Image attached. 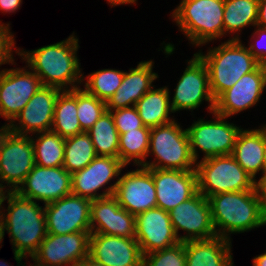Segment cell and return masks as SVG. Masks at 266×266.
I'll use <instances>...</instances> for the list:
<instances>
[{"label": "cell", "mask_w": 266, "mask_h": 266, "mask_svg": "<svg viewBox=\"0 0 266 266\" xmlns=\"http://www.w3.org/2000/svg\"><path fill=\"white\" fill-rule=\"evenodd\" d=\"M78 39L73 32L60 42L32 51L18 48L15 52L26 61L27 68L40 78L43 86L56 87L62 91L71 90L80 87L85 81L77 56L80 47Z\"/></svg>", "instance_id": "cell-1"}, {"label": "cell", "mask_w": 266, "mask_h": 266, "mask_svg": "<svg viewBox=\"0 0 266 266\" xmlns=\"http://www.w3.org/2000/svg\"><path fill=\"white\" fill-rule=\"evenodd\" d=\"M6 199L8 207L3 209L1 220L4 231H8L11 238L17 266H24L22 259L27 256L32 258L48 234L45 209L37 202L20 196L16 191H10Z\"/></svg>", "instance_id": "cell-2"}, {"label": "cell", "mask_w": 266, "mask_h": 266, "mask_svg": "<svg viewBox=\"0 0 266 266\" xmlns=\"http://www.w3.org/2000/svg\"><path fill=\"white\" fill-rule=\"evenodd\" d=\"M217 236L244 233L266 225L255 190L225 192L208 197Z\"/></svg>", "instance_id": "cell-3"}, {"label": "cell", "mask_w": 266, "mask_h": 266, "mask_svg": "<svg viewBox=\"0 0 266 266\" xmlns=\"http://www.w3.org/2000/svg\"><path fill=\"white\" fill-rule=\"evenodd\" d=\"M241 40H227L208 49L206 54H197L205 62L214 100L230 89L242 76L255 70L260 63Z\"/></svg>", "instance_id": "cell-4"}, {"label": "cell", "mask_w": 266, "mask_h": 266, "mask_svg": "<svg viewBox=\"0 0 266 266\" xmlns=\"http://www.w3.org/2000/svg\"><path fill=\"white\" fill-rule=\"evenodd\" d=\"M224 0H182L172 12L182 34L201 46L224 36Z\"/></svg>", "instance_id": "cell-5"}, {"label": "cell", "mask_w": 266, "mask_h": 266, "mask_svg": "<svg viewBox=\"0 0 266 266\" xmlns=\"http://www.w3.org/2000/svg\"><path fill=\"white\" fill-rule=\"evenodd\" d=\"M155 156L152 162L145 161L141 166L155 169L196 170L187 129H182L175 120L152 127L150 131L147 157Z\"/></svg>", "instance_id": "cell-6"}, {"label": "cell", "mask_w": 266, "mask_h": 266, "mask_svg": "<svg viewBox=\"0 0 266 266\" xmlns=\"http://www.w3.org/2000/svg\"><path fill=\"white\" fill-rule=\"evenodd\" d=\"M196 173L198 192L206 198L225 192L255 190V180L232 155L198 161Z\"/></svg>", "instance_id": "cell-7"}, {"label": "cell", "mask_w": 266, "mask_h": 266, "mask_svg": "<svg viewBox=\"0 0 266 266\" xmlns=\"http://www.w3.org/2000/svg\"><path fill=\"white\" fill-rule=\"evenodd\" d=\"M208 121L198 119L186 128L190 140V150L194 161L198 162V149L204 154L202 160L221 155H231L236 139L242 128L226 121L227 117L215 112ZM215 120V121H214Z\"/></svg>", "instance_id": "cell-8"}, {"label": "cell", "mask_w": 266, "mask_h": 266, "mask_svg": "<svg viewBox=\"0 0 266 266\" xmlns=\"http://www.w3.org/2000/svg\"><path fill=\"white\" fill-rule=\"evenodd\" d=\"M35 165L31 136L3 127L0 131V183L7 184L9 191H16Z\"/></svg>", "instance_id": "cell-9"}, {"label": "cell", "mask_w": 266, "mask_h": 266, "mask_svg": "<svg viewBox=\"0 0 266 266\" xmlns=\"http://www.w3.org/2000/svg\"><path fill=\"white\" fill-rule=\"evenodd\" d=\"M187 63L188 66L174 89L171 109L174 113L180 110L193 111L205 100L208 101V111L212 114L215 100L210 90L208 68L197 53Z\"/></svg>", "instance_id": "cell-10"}, {"label": "cell", "mask_w": 266, "mask_h": 266, "mask_svg": "<svg viewBox=\"0 0 266 266\" xmlns=\"http://www.w3.org/2000/svg\"><path fill=\"white\" fill-rule=\"evenodd\" d=\"M124 167L126 165L119 158L96 156L85 168L71 174L72 194L90 200L112 196L118 180L112 185L110 181L114 177L119 179ZM105 185L110 186L106 188ZM102 187L105 188L104 191L97 193Z\"/></svg>", "instance_id": "cell-11"}, {"label": "cell", "mask_w": 266, "mask_h": 266, "mask_svg": "<svg viewBox=\"0 0 266 266\" xmlns=\"http://www.w3.org/2000/svg\"><path fill=\"white\" fill-rule=\"evenodd\" d=\"M27 66L5 69L0 74V116L10 124L43 86L40 78Z\"/></svg>", "instance_id": "cell-12"}, {"label": "cell", "mask_w": 266, "mask_h": 266, "mask_svg": "<svg viewBox=\"0 0 266 266\" xmlns=\"http://www.w3.org/2000/svg\"><path fill=\"white\" fill-rule=\"evenodd\" d=\"M91 203L92 200L71 193L44 204L47 233L61 235L91 232Z\"/></svg>", "instance_id": "cell-13"}, {"label": "cell", "mask_w": 266, "mask_h": 266, "mask_svg": "<svg viewBox=\"0 0 266 266\" xmlns=\"http://www.w3.org/2000/svg\"><path fill=\"white\" fill-rule=\"evenodd\" d=\"M90 234H47L31 259L37 266H76L89 256Z\"/></svg>", "instance_id": "cell-14"}, {"label": "cell", "mask_w": 266, "mask_h": 266, "mask_svg": "<svg viewBox=\"0 0 266 266\" xmlns=\"http://www.w3.org/2000/svg\"><path fill=\"white\" fill-rule=\"evenodd\" d=\"M170 221L181 242L210 239L216 235L208 198L197 192L193 197L182 202L169 212ZM186 231L179 235L178 231Z\"/></svg>", "instance_id": "cell-15"}, {"label": "cell", "mask_w": 266, "mask_h": 266, "mask_svg": "<svg viewBox=\"0 0 266 266\" xmlns=\"http://www.w3.org/2000/svg\"><path fill=\"white\" fill-rule=\"evenodd\" d=\"M119 177L113 196L132 215L157 207L152 168L138 166Z\"/></svg>", "instance_id": "cell-16"}, {"label": "cell", "mask_w": 266, "mask_h": 266, "mask_svg": "<svg viewBox=\"0 0 266 266\" xmlns=\"http://www.w3.org/2000/svg\"><path fill=\"white\" fill-rule=\"evenodd\" d=\"M16 192L27 199L43 204L72 193L71 173L63 166L41 167L35 165Z\"/></svg>", "instance_id": "cell-17"}, {"label": "cell", "mask_w": 266, "mask_h": 266, "mask_svg": "<svg viewBox=\"0 0 266 266\" xmlns=\"http://www.w3.org/2000/svg\"><path fill=\"white\" fill-rule=\"evenodd\" d=\"M61 91L56 87L42 86L6 127L13 133L26 136L51 130L55 103Z\"/></svg>", "instance_id": "cell-18"}, {"label": "cell", "mask_w": 266, "mask_h": 266, "mask_svg": "<svg viewBox=\"0 0 266 266\" xmlns=\"http://www.w3.org/2000/svg\"><path fill=\"white\" fill-rule=\"evenodd\" d=\"M135 239L142 255L171 247L181 242L172 226L169 213L152 208L135 216Z\"/></svg>", "instance_id": "cell-19"}, {"label": "cell", "mask_w": 266, "mask_h": 266, "mask_svg": "<svg viewBox=\"0 0 266 266\" xmlns=\"http://www.w3.org/2000/svg\"><path fill=\"white\" fill-rule=\"evenodd\" d=\"M265 88V73L260 64L215 100L214 112L228 118L245 111L257 105Z\"/></svg>", "instance_id": "cell-20"}, {"label": "cell", "mask_w": 266, "mask_h": 266, "mask_svg": "<svg viewBox=\"0 0 266 266\" xmlns=\"http://www.w3.org/2000/svg\"><path fill=\"white\" fill-rule=\"evenodd\" d=\"M89 257L104 266H142L143 255L135 238L91 233Z\"/></svg>", "instance_id": "cell-21"}, {"label": "cell", "mask_w": 266, "mask_h": 266, "mask_svg": "<svg viewBox=\"0 0 266 266\" xmlns=\"http://www.w3.org/2000/svg\"><path fill=\"white\" fill-rule=\"evenodd\" d=\"M157 207L167 212L198 192L196 170L182 171L152 168Z\"/></svg>", "instance_id": "cell-22"}, {"label": "cell", "mask_w": 266, "mask_h": 266, "mask_svg": "<svg viewBox=\"0 0 266 266\" xmlns=\"http://www.w3.org/2000/svg\"><path fill=\"white\" fill-rule=\"evenodd\" d=\"M135 227V215L122 208L113 195L92 200L91 233L135 238Z\"/></svg>", "instance_id": "cell-23"}, {"label": "cell", "mask_w": 266, "mask_h": 266, "mask_svg": "<svg viewBox=\"0 0 266 266\" xmlns=\"http://www.w3.org/2000/svg\"><path fill=\"white\" fill-rule=\"evenodd\" d=\"M153 60L141 61L136 68L124 72L123 81L106 102L107 110L135 106L137 101L154 85L159 76L153 71Z\"/></svg>", "instance_id": "cell-24"}, {"label": "cell", "mask_w": 266, "mask_h": 266, "mask_svg": "<svg viewBox=\"0 0 266 266\" xmlns=\"http://www.w3.org/2000/svg\"><path fill=\"white\" fill-rule=\"evenodd\" d=\"M231 243L221 236L184 241L186 266H234Z\"/></svg>", "instance_id": "cell-25"}, {"label": "cell", "mask_w": 266, "mask_h": 266, "mask_svg": "<svg viewBox=\"0 0 266 266\" xmlns=\"http://www.w3.org/2000/svg\"><path fill=\"white\" fill-rule=\"evenodd\" d=\"M260 129H243L239 132L232 156L238 164L254 179L256 174L265 176L264 165V125Z\"/></svg>", "instance_id": "cell-26"}, {"label": "cell", "mask_w": 266, "mask_h": 266, "mask_svg": "<svg viewBox=\"0 0 266 266\" xmlns=\"http://www.w3.org/2000/svg\"><path fill=\"white\" fill-rule=\"evenodd\" d=\"M152 87L136 103L139 117L147 127H157L174 121L169 114L174 113L170 105V91L164 86Z\"/></svg>", "instance_id": "cell-27"}, {"label": "cell", "mask_w": 266, "mask_h": 266, "mask_svg": "<svg viewBox=\"0 0 266 266\" xmlns=\"http://www.w3.org/2000/svg\"><path fill=\"white\" fill-rule=\"evenodd\" d=\"M51 130L64 139L84 132L77 117V88L59 93Z\"/></svg>", "instance_id": "cell-28"}, {"label": "cell", "mask_w": 266, "mask_h": 266, "mask_svg": "<svg viewBox=\"0 0 266 266\" xmlns=\"http://www.w3.org/2000/svg\"><path fill=\"white\" fill-rule=\"evenodd\" d=\"M259 0H224V35L235 33L230 40H240L239 32L247 26H257Z\"/></svg>", "instance_id": "cell-29"}, {"label": "cell", "mask_w": 266, "mask_h": 266, "mask_svg": "<svg viewBox=\"0 0 266 266\" xmlns=\"http://www.w3.org/2000/svg\"><path fill=\"white\" fill-rule=\"evenodd\" d=\"M86 133L97 156L118 158L119 133L110 111H106Z\"/></svg>", "instance_id": "cell-30"}, {"label": "cell", "mask_w": 266, "mask_h": 266, "mask_svg": "<svg viewBox=\"0 0 266 266\" xmlns=\"http://www.w3.org/2000/svg\"><path fill=\"white\" fill-rule=\"evenodd\" d=\"M35 137L37 138L34 139L31 135L36 165L41 167L63 166L65 139L52 130L37 133Z\"/></svg>", "instance_id": "cell-31"}, {"label": "cell", "mask_w": 266, "mask_h": 266, "mask_svg": "<svg viewBox=\"0 0 266 266\" xmlns=\"http://www.w3.org/2000/svg\"><path fill=\"white\" fill-rule=\"evenodd\" d=\"M150 127H141L119 135L118 158L127 166L130 161L141 166L147 158Z\"/></svg>", "instance_id": "cell-32"}, {"label": "cell", "mask_w": 266, "mask_h": 266, "mask_svg": "<svg viewBox=\"0 0 266 266\" xmlns=\"http://www.w3.org/2000/svg\"><path fill=\"white\" fill-rule=\"evenodd\" d=\"M96 156L92 140L86 132L65 138L63 167L69 173L82 170Z\"/></svg>", "instance_id": "cell-33"}, {"label": "cell", "mask_w": 266, "mask_h": 266, "mask_svg": "<svg viewBox=\"0 0 266 266\" xmlns=\"http://www.w3.org/2000/svg\"><path fill=\"white\" fill-rule=\"evenodd\" d=\"M124 71L102 69L89 74L84 89L105 102L115 94L123 81Z\"/></svg>", "instance_id": "cell-34"}, {"label": "cell", "mask_w": 266, "mask_h": 266, "mask_svg": "<svg viewBox=\"0 0 266 266\" xmlns=\"http://www.w3.org/2000/svg\"><path fill=\"white\" fill-rule=\"evenodd\" d=\"M106 111L105 101L85 89L77 88V117L84 132L88 131Z\"/></svg>", "instance_id": "cell-35"}, {"label": "cell", "mask_w": 266, "mask_h": 266, "mask_svg": "<svg viewBox=\"0 0 266 266\" xmlns=\"http://www.w3.org/2000/svg\"><path fill=\"white\" fill-rule=\"evenodd\" d=\"M142 266H186L184 242L143 255Z\"/></svg>", "instance_id": "cell-36"}, {"label": "cell", "mask_w": 266, "mask_h": 266, "mask_svg": "<svg viewBox=\"0 0 266 266\" xmlns=\"http://www.w3.org/2000/svg\"><path fill=\"white\" fill-rule=\"evenodd\" d=\"M107 111L111 112L119 135L141 127H147L143 124L135 106Z\"/></svg>", "instance_id": "cell-37"}, {"label": "cell", "mask_w": 266, "mask_h": 266, "mask_svg": "<svg viewBox=\"0 0 266 266\" xmlns=\"http://www.w3.org/2000/svg\"><path fill=\"white\" fill-rule=\"evenodd\" d=\"M0 21V66L2 64H10L16 65L14 62L13 57V48H17L15 46V39L14 34L10 31V25L7 24H1ZM15 63V64H14ZM5 69L0 71V74L4 72Z\"/></svg>", "instance_id": "cell-38"}, {"label": "cell", "mask_w": 266, "mask_h": 266, "mask_svg": "<svg viewBox=\"0 0 266 266\" xmlns=\"http://www.w3.org/2000/svg\"><path fill=\"white\" fill-rule=\"evenodd\" d=\"M257 28L255 31L251 34L252 40L256 39V42L253 41V43H249V47L247 46L250 53L257 59V61L262 64L266 61V41L263 42V40L266 39V28L256 26ZM256 35V36H255ZM256 37V38H255ZM265 37V38H264ZM258 38V39H257ZM261 39V40H260ZM260 40V41H259ZM258 41V43H257ZM260 43V44H259ZM265 43V47H263V44ZM260 47H258V45ZM262 46V47H261Z\"/></svg>", "instance_id": "cell-39"}, {"label": "cell", "mask_w": 266, "mask_h": 266, "mask_svg": "<svg viewBox=\"0 0 266 266\" xmlns=\"http://www.w3.org/2000/svg\"><path fill=\"white\" fill-rule=\"evenodd\" d=\"M255 191L258 196L259 206L262 213V216L266 220V176L255 180Z\"/></svg>", "instance_id": "cell-40"}, {"label": "cell", "mask_w": 266, "mask_h": 266, "mask_svg": "<svg viewBox=\"0 0 266 266\" xmlns=\"http://www.w3.org/2000/svg\"><path fill=\"white\" fill-rule=\"evenodd\" d=\"M22 0H0V11L2 13H13L16 10L20 9Z\"/></svg>", "instance_id": "cell-41"}, {"label": "cell", "mask_w": 266, "mask_h": 266, "mask_svg": "<svg viewBox=\"0 0 266 266\" xmlns=\"http://www.w3.org/2000/svg\"><path fill=\"white\" fill-rule=\"evenodd\" d=\"M257 26L266 28V0H259Z\"/></svg>", "instance_id": "cell-42"}, {"label": "cell", "mask_w": 266, "mask_h": 266, "mask_svg": "<svg viewBox=\"0 0 266 266\" xmlns=\"http://www.w3.org/2000/svg\"><path fill=\"white\" fill-rule=\"evenodd\" d=\"M7 186L2 185L0 183V220H1V215H2V210H3V202L6 201V197L8 195V193L10 192L8 188H6ZM6 188V189H4Z\"/></svg>", "instance_id": "cell-43"}, {"label": "cell", "mask_w": 266, "mask_h": 266, "mask_svg": "<svg viewBox=\"0 0 266 266\" xmlns=\"http://www.w3.org/2000/svg\"><path fill=\"white\" fill-rule=\"evenodd\" d=\"M76 266H104L101 263L96 262L91 257L82 259Z\"/></svg>", "instance_id": "cell-44"}, {"label": "cell", "mask_w": 266, "mask_h": 266, "mask_svg": "<svg viewBox=\"0 0 266 266\" xmlns=\"http://www.w3.org/2000/svg\"><path fill=\"white\" fill-rule=\"evenodd\" d=\"M253 266H266V252L253 258Z\"/></svg>", "instance_id": "cell-45"}, {"label": "cell", "mask_w": 266, "mask_h": 266, "mask_svg": "<svg viewBox=\"0 0 266 266\" xmlns=\"http://www.w3.org/2000/svg\"><path fill=\"white\" fill-rule=\"evenodd\" d=\"M111 6H118L121 4H135L137 0H106Z\"/></svg>", "instance_id": "cell-46"}, {"label": "cell", "mask_w": 266, "mask_h": 266, "mask_svg": "<svg viewBox=\"0 0 266 266\" xmlns=\"http://www.w3.org/2000/svg\"><path fill=\"white\" fill-rule=\"evenodd\" d=\"M264 165H265V176H266V124H264Z\"/></svg>", "instance_id": "cell-47"}, {"label": "cell", "mask_w": 266, "mask_h": 266, "mask_svg": "<svg viewBox=\"0 0 266 266\" xmlns=\"http://www.w3.org/2000/svg\"><path fill=\"white\" fill-rule=\"evenodd\" d=\"M5 231H4V226L2 220H0V244L3 242L2 240L4 239ZM2 248V245L1 247Z\"/></svg>", "instance_id": "cell-48"}, {"label": "cell", "mask_w": 266, "mask_h": 266, "mask_svg": "<svg viewBox=\"0 0 266 266\" xmlns=\"http://www.w3.org/2000/svg\"><path fill=\"white\" fill-rule=\"evenodd\" d=\"M263 69H264V73H265V84H266V61L264 63L261 64Z\"/></svg>", "instance_id": "cell-49"}, {"label": "cell", "mask_w": 266, "mask_h": 266, "mask_svg": "<svg viewBox=\"0 0 266 266\" xmlns=\"http://www.w3.org/2000/svg\"><path fill=\"white\" fill-rule=\"evenodd\" d=\"M8 264L9 263L8 262H5L4 260H3V262L2 261L0 262V266H11V265H8Z\"/></svg>", "instance_id": "cell-50"}]
</instances>
